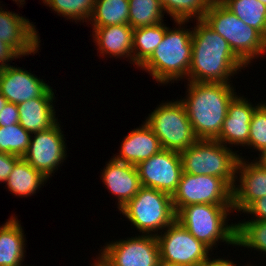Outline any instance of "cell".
Here are the masks:
<instances>
[{
	"label": "cell",
	"instance_id": "2e32d148",
	"mask_svg": "<svg viewBox=\"0 0 266 266\" xmlns=\"http://www.w3.org/2000/svg\"><path fill=\"white\" fill-rule=\"evenodd\" d=\"M36 29L28 18L0 6V41L10 45L21 57L39 52L41 40Z\"/></svg>",
	"mask_w": 266,
	"mask_h": 266
},
{
	"label": "cell",
	"instance_id": "ac0fdd59",
	"mask_svg": "<svg viewBox=\"0 0 266 266\" xmlns=\"http://www.w3.org/2000/svg\"><path fill=\"white\" fill-rule=\"evenodd\" d=\"M100 179L118 201L120 211L142 188L136 165L111 158L105 165Z\"/></svg>",
	"mask_w": 266,
	"mask_h": 266
},
{
	"label": "cell",
	"instance_id": "f6af8a7d",
	"mask_svg": "<svg viewBox=\"0 0 266 266\" xmlns=\"http://www.w3.org/2000/svg\"><path fill=\"white\" fill-rule=\"evenodd\" d=\"M242 266H243V265H242ZM244 266H253V264H250V263L248 264V263H247V264H245Z\"/></svg>",
	"mask_w": 266,
	"mask_h": 266
},
{
	"label": "cell",
	"instance_id": "7402d4cb",
	"mask_svg": "<svg viewBox=\"0 0 266 266\" xmlns=\"http://www.w3.org/2000/svg\"><path fill=\"white\" fill-rule=\"evenodd\" d=\"M17 216L0 225V266H25L26 235Z\"/></svg>",
	"mask_w": 266,
	"mask_h": 266
},
{
	"label": "cell",
	"instance_id": "7a4b0ae2",
	"mask_svg": "<svg viewBox=\"0 0 266 266\" xmlns=\"http://www.w3.org/2000/svg\"><path fill=\"white\" fill-rule=\"evenodd\" d=\"M232 84L187 82V95L180 101L197 139L215 140L219 136L228 105L237 94Z\"/></svg>",
	"mask_w": 266,
	"mask_h": 266
},
{
	"label": "cell",
	"instance_id": "277c9868",
	"mask_svg": "<svg viewBox=\"0 0 266 266\" xmlns=\"http://www.w3.org/2000/svg\"><path fill=\"white\" fill-rule=\"evenodd\" d=\"M232 212L233 205L193 204L182 207L176 220L211 250L221 242L236 247L237 224H228Z\"/></svg>",
	"mask_w": 266,
	"mask_h": 266
},
{
	"label": "cell",
	"instance_id": "9a60e30c",
	"mask_svg": "<svg viewBox=\"0 0 266 266\" xmlns=\"http://www.w3.org/2000/svg\"><path fill=\"white\" fill-rule=\"evenodd\" d=\"M236 181L232 189L233 211L243 213L254 201L266 197V166L255 158L249 162L240 157Z\"/></svg>",
	"mask_w": 266,
	"mask_h": 266
},
{
	"label": "cell",
	"instance_id": "8fae6325",
	"mask_svg": "<svg viewBox=\"0 0 266 266\" xmlns=\"http://www.w3.org/2000/svg\"><path fill=\"white\" fill-rule=\"evenodd\" d=\"M104 247V248H103ZM99 256L108 266H159L160 254L155 235H135L109 241Z\"/></svg>",
	"mask_w": 266,
	"mask_h": 266
},
{
	"label": "cell",
	"instance_id": "30bf717a",
	"mask_svg": "<svg viewBox=\"0 0 266 266\" xmlns=\"http://www.w3.org/2000/svg\"><path fill=\"white\" fill-rule=\"evenodd\" d=\"M160 262L180 265L199 266L208 259L212 250L197 240L177 220L170 224L165 231L156 235Z\"/></svg>",
	"mask_w": 266,
	"mask_h": 266
},
{
	"label": "cell",
	"instance_id": "484cf974",
	"mask_svg": "<svg viewBox=\"0 0 266 266\" xmlns=\"http://www.w3.org/2000/svg\"><path fill=\"white\" fill-rule=\"evenodd\" d=\"M227 9L266 38V5L259 0H221Z\"/></svg>",
	"mask_w": 266,
	"mask_h": 266
},
{
	"label": "cell",
	"instance_id": "ee69618b",
	"mask_svg": "<svg viewBox=\"0 0 266 266\" xmlns=\"http://www.w3.org/2000/svg\"><path fill=\"white\" fill-rule=\"evenodd\" d=\"M259 1L266 5V0H259Z\"/></svg>",
	"mask_w": 266,
	"mask_h": 266
},
{
	"label": "cell",
	"instance_id": "6da1fadb",
	"mask_svg": "<svg viewBox=\"0 0 266 266\" xmlns=\"http://www.w3.org/2000/svg\"><path fill=\"white\" fill-rule=\"evenodd\" d=\"M192 33V60L188 82L230 83L231 77L247 66L228 42L203 20H196Z\"/></svg>",
	"mask_w": 266,
	"mask_h": 266
},
{
	"label": "cell",
	"instance_id": "f35d334b",
	"mask_svg": "<svg viewBox=\"0 0 266 266\" xmlns=\"http://www.w3.org/2000/svg\"><path fill=\"white\" fill-rule=\"evenodd\" d=\"M259 157V158H258ZM257 158H255L257 161H259L261 164L266 166V150L259 155Z\"/></svg>",
	"mask_w": 266,
	"mask_h": 266
},
{
	"label": "cell",
	"instance_id": "d4e9b609",
	"mask_svg": "<svg viewBox=\"0 0 266 266\" xmlns=\"http://www.w3.org/2000/svg\"><path fill=\"white\" fill-rule=\"evenodd\" d=\"M88 22L93 27L129 24V0H95Z\"/></svg>",
	"mask_w": 266,
	"mask_h": 266
},
{
	"label": "cell",
	"instance_id": "8992f818",
	"mask_svg": "<svg viewBox=\"0 0 266 266\" xmlns=\"http://www.w3.org/2000/svg\"><path fill=\"white\" fill-rule=\"evenodd\" d=\"M237 152L217 140L198 139L180 152L183 172L222 178L233 189L237 163L242 155Z\"/></svg>",
	"mask_w": 266,
	"mask_h": 266
},
{
	"label": "cell",
	"instance_id": "5b68a950",
	"mask_svg": "<svg viewBox=\"0 0 266 266\" xmlns=\"http://www.w3.org/2000/svg\"><path fill=\"white\" fill-rule=\"evenodd\" d=\"M202 20L228 42L234 54L247 67L253 59L266 53V38L242 22L221 2L210 3Z\"/></svg>",
	"mask_w": 266,
	"mask_h": 266
},
{
	"label": "cell",
	"instance_id": "ffe728a7",
	"mask_svg": "<svg viewBox=\"0 0 266 266\" xmlns=\"http://www.w3.org/2000/svg\"><path fill=\"white\" fill-rule=\"evenodd\" d=\"M92 37L101 56L129 57L133 65V28L129 24L92 27Z\"/></svg>",
	"mask_w": 266,
	"mask_h": 266
},
{
	"label": "cell",
	"instance_id": "9c48e42d",
	"mask_svg": "<svg viewBox=\"0 0 266 266\" xmlns=\"http://www.w3.org/2000/svg\"><path fill=\"white\" fill-rule=\"evenodd\" d=\"M171 197L176 213L193 204L233 205L232 188L222 178L212 175L183 172Z\"/></svg>",
	"mask_w": 266,
	"mask_h": 266
},
{
	"label": "cell",
	"instance_id": "836d02e7",
	"mask_svg": "<svg viewBox=\"0 0 266 266\" xmlns=\"http://www.w3.org/2000/svg\"><path fill=\"white\" fill-rule=\"evenodd\" d=\"M20 159L19 156L0 152V182L5 183L10 173L13 171L15 163Z\"/></svg>",
	"mask_w": 266,
	"mask_h": 266
},
{
	"label": "cell",
	"instance_id": "60d3db41",
	"mask_svg": "<svg viewBox=\"0 0 266 266\" xmlns=\"http://www.w3.org/2000/svg\"><path fill=\"white\" fill-rule=\"evenodd\" d=\"M13 1L16 2L19 7H21L20 5H22V8H23V4H25V0H13Z\"/></svg>",
	"mask_w": 266,
	"mask_h": 266
},
{
	"label": "cell",
	"instance_id": "603a6c76",
	"mask_svg": "<svg viewBox=\"0 0 266 266\" xmlns=\"http://www.w3.org/2000/svg\"><path fill=\"white\" fill-rule=\"evenodd\" d=\"M48 180L40 171L33 168L23 158H20L5 181V186L11 194L27 198L41 190V186H44Z\"/></svg>",
	"mask_w": 266,
	"mask_h": 266
},
{
	"label": "cell",
	"instance_id": "e0dca14e",
	"mask_svg": "<svg viewBox=\"0 0 266 266\" xmlns=\"http://www.w3.org/2000/svg\"><path fill=\"white\" fill-rule=\"evenodd\" d=\"M262 102L252 104L248 97L236 95L228 105L221 132L215 140L227 147L229 145V148L234 145L246 147L253 113Z\"/></svg>",
	"mask_w": 266,
	"mask_h": 266
},
{
	"label": "cell",
	"instance_id": "d590c367",
	"mask_svg": "<svg viewBox=\"0 0 266 266\" xmlns=\"http://www.w3.org/2000/svg\"><path fill=\"white\" fill-rule=\"evenodd\" d=\"M20 59L21 56L7 43L0 41V69L10 66V62L14 59Z\"/></svg>",
	"mask_w": 266,
	"mask_h": 266
},
{
	"label": "cell",
	"instance_id": "4fadbf2b",
	"mask_svg": "<svg viewBox=\"0 0 266 266\" xmlns=\"http://www.w3.org/2000/svg\"><path fill=\"white\" fill-rule=\"evenodd\" d=\"M142 187L173 195L183 173L180 153L162 149L136 165Z\"/></svg>",
	"mask_w": 266,
	"mask_h": 266
},
{
	"label": "cell",
	"instance_id": "8d00e7d4",
	"mask_svg": "<svg viewBox=\"0 0 266 266\" xmlns=\"http://www.w3.org/2000/svg\"><path fill=\"white\" fill-rule=\"evenodd\" d=\"M199 266H237L234 261L221 258H211V256L204 260Z\"/></svg>",
	"mask_w": 266,
	"mask_h": 266
},
{
	"label": "cell",
	"instance_id": "ba28073f",
	"mask_svg": "<svg viewBox=\"0 0 266 266\" xmlns=\"http://www.w3.org/2000/svg\"><path fill=\"white\" fill-rule=\"evenodd\" d=\"M145 119L163 149L180 153L198 140L180 99L162 102Z\"/></svg>",
	"mask_w": 266,
	"mask_h": 266
},
{
	"label": "cell",
	"instance_id": "7c38bea8",
	"mask_svg": "<svg viewBox=\"0 0 266 266\" xmlns=\"http://www.w3.org/2000/svg\"><path fill=\"white\" fill-rule=\"evenodd\" d=\"M59 121L48 130L31 134L29 147L22 157L47 179L66 160V139ZM65 140V141H64Z\"/></svg>",
	"mask_w": 266,
	"mask_h": 266
},
{
	"label": "cell",
	"instance_id": "f1b7e54d",
	"mask_svg": "<svg viewBox=\"0 0 266 266\" xmlns=\"http://www.w3.org/2000/svg\"><path fill=\"white\" fill-rule=\"evenodd\" d=\"M165 14L174 21L202 20L208 10V0H160ZM195 17V18H194ZM193 18V19H192Z\"/></svg>",
	"mask_w": 266,
	"mask_h": 266
},
{
	"label": "cell",
	"instance_id": "cb8c5ba5",
	"mask_svg": "<svg viewBox=\"0 0 266 266\" xmlns=\"http://www.w3.org/2000/svg\"><path fill=\"white\" fill-rule=\"evenodd\" d=\"M167 30L164 22L133 29V65L140 67L161 43Z\"/></svg>",
	"mask_w": 266,
	"mask_h": 266
},
{
	"label": "cell",
	"instance_id": "5bb4252c",
	"mask_svg": "<svg viewBox=\"0 0 266 266\" xmlns=\"http://www.w3.org/2000/svg\"><path fill=\"white\" fill-rule=\"evenodd\" d=\"M51 86L31 71L10 65L0 69V93L10 103L20 104L38 97H55Z\"/></svg>",
	"mask_w": 266,
	"mask_h": 266
},
{
	"label": "cell",
	"instance_id": "7bdbcfd3",
	"mask_svg": "<svg viewBox=\"0 0 266 266\" xmlns=\"http://www.w3.org/2000/svg\"><path fill=\"white\" fill-rule=\"evenodd\" d=\"M210 3L220 2L221 0H208Z\"/></svg>",
	"mask_w": 266,
	"mask_h": 266
},
{
	"label": "cell",
	"instance_id": "ab89813d",
	"mask_svg": "<svg viewBox=\"0 0 266 266\" xmlns=\"http://www.w3.org/2000/svg\"><path fill=\"white\" fill-rule=\"evenodd\" d=\"M7 103H8L7 99L0 93V112L2 109H4Z\"/></svg>",
	"mask_w": 266,
	"mask_h": 266
},
{
	"label": "cell",
	"instance_id": "3957f363",
	"mask_svg": "<svg viewBox=\"0 0 266 266\" xmlns=\"http://www.w3.org/2000/svg\"><path fill=\"white\" fill-rule=\"evenodd\" d=\"M190 21H174L175 27L169 28L161 43L152 55L139 67L148 72L158 84H171L175 81L187 80L192 60L193 28H187ZM185 25V26H184ZM182 26V27H181ZM186 27V28H184Z\"/></svg>",
	"mask_w": 266,
	"mask_h": 266
},
{
	"label": "cell",
	"instance_id": "74e56055",
	"mask_svg": "<svg viewBox=\"0 0 266 266\" xmlns=\"http://www.w3.org/2000/svg\"><path fill=\"white\" fill-rule=\"evenodd\" d=\"M97 258L94 260V263L91 266H108L104 260L98 255Z\"/></svg>",
	"mask_w": 266,
	"mask_h": 266
},
{
	"label": "cell",
	"instance_id": "d6a6232c",
	"mask_svg": "<svg viewBox=\"0 0 266 266\" xmlns=\"http://www.w3.org/2000/svg\"><path fill=\"white\" fill-rule=\"evenodd\" d=\"M19 123L17 104L8 102L0 112V127L11 126Z\"/></svg>",
	"mask_w": 266,
	"mask_h": 266
},
{
	"label": "cell",
	"instance_id": "44dd1931",
	"mask_svg": "<svg viewBox=\"0 0 266 266\" xmlns=\"http://www.w3.org/2000/svg\"><path fill=\"white\" fill-rule=\"evenodd\" d=\"M56 97H38L17 105L19 124L31 134L48 130L58 122L56 117Z\"/></svg>",
	"mask_w": 266,
	"mask_h": 266
},
{
	"label": "cell",
	"instance_id": "1f68e13d",
	"mask_svg": "<svg viewBox=\"0 0 266 266\" xmlns=\"http://www.w3.org/2000/svg\"><path fill=\"white\" fill-rule=\"evenodd\" d=\"M246 147H253L252 149L259 152L257 155L266 150V101H263L253 113Z\"/></svg>",
	"mask_w": 266,
	"mask_h": 266
},
{
	"label": "cell",
	"instance_id": "d6986e66",
	"mask_svg": "<svg viewBox=\"0 0 266 266\" xmlns=\"http://www.w3.org/2000/svg\"><path fill=\"white\" fill-rule=\"evenodd\" d=\"M142 123L123 138L119 153L113 155L114 160L137 165L163 149L152 129L145 121Z\"/></svg>",
	"mask_w": 266,
	"mask_h": 266
},
{
	"label": "cell",
	"instance_id": "83f0119b",
	"mask_svg": "<svg viewBox=\"0 0 266 266\" xmlns=\"http://www.w3.org/2000/svg\"><path fill=\"white\" fill-rule=\"evenodd\" d=\"M245 220L236 223V246L254 249L266 256V221Z\"/></svg>",
	"mask_w": 266,
	"mask_h": 266
},
{
	"label": "cell",
	"instance_id": "4dcf8cb0",
	"mask_svg": "<svg viewBox=\"0 0 266 266\" xmlns=\"http://www.w3.org/2000/svg\"><path fill=\"white\" fill-rule=\"evenodd\" d=\"M31 133L19 123L0 127V152L13 154L22 158L29 147Z\"/></svg>",
	"mask_w": 266,
	"mask_h": 266
},
{
	"label": "cell",
	"instance_id": "4316f807",
	"mask_svg": "<svg viewBox=\"0 0 266 266\" xmlns=\"http://www.w3.org/2000/svg\"><path fill=\"white\" fill-rule=\"evenodd\" d=\"M164 13L160 0H129V25L133 29L162 23Z\"/></svg>",
	"mask_w": 266,
	"mask_h": 266
},
{
	"label": "cell",
	"instance_id": "f546056e",
	"mask_svg": "<svg viewBox=\"0 0 266 266\" xmlns=\"http://www.w3.org/2000/svg\"><path fill=\"white\" fill-rule=\"evenodd\" d=\"M58 16L72 19V22H88L94 9L95 0H42Z\"/></svg>",
	"mask_w": 266,
	"mask_h": 266
},
{
	"label": "cell",
	"instance_id": "b9f144b4",
	"mask_svg": "<svg viewBox=\"0 0 266 266\" xmlns=\"http://www.w3.org/2000/svg\"><path fill=\"white\" fill-rule=\"evenodd\" d=\"M159 266H180V265H172V264H167V263L160 262Z\"/></svg>",
	"mask_w": 266,
	"mask_h": 266
},
{
	"label": "cell",
	"instance_id": "52a82bcc",
	"mask_svg": "<svg viewBox=\"0 0 266 266\" xmlns=\"http://www.w3.org/2000/svg\"><path fill=\"white\" fill-rule=\"evenodd\" d=\"M120 212L142 235L156 236L176 220L171 195L153 188L142 187Z\"/></svg>",
	"mask_w": 266,
	"mask_h": 266
},
{
	"label": "cell",
	"instance_id": "e575fe53",
	"mask_svg": "<svg viewBox=\"0 0 266 266\" xmlns=\"http://www.w3.org/2000/svg\"><path fill=\"white\" fill-rule=\"evenodd\" d=\"M243 213L250 214V220L266 221V197L254 201Z\"/></svg>",
	"mask_w": 266,
	"mask_h": 266
}]
</instances>
